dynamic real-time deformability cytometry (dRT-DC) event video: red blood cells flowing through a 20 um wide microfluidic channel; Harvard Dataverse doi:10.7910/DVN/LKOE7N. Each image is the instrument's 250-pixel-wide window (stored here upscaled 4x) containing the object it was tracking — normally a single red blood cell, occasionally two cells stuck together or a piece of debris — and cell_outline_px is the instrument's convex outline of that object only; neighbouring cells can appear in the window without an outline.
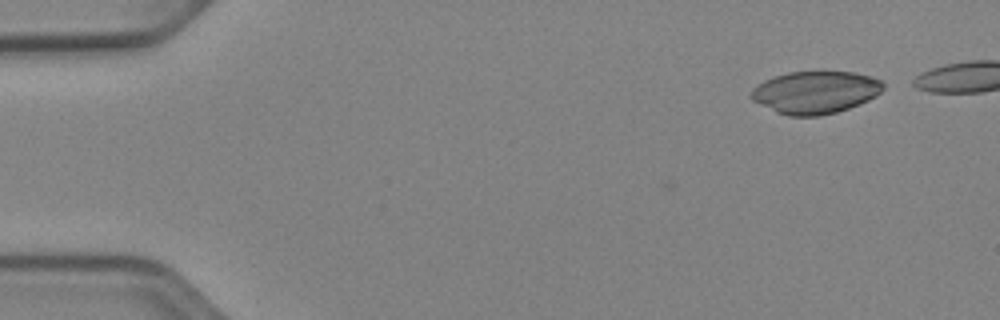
{"species": "Egyptian fruit bat (a non-hibernating species)", "species_latin": "Rousettus aegyptiacus", "temperature_condition": "cold", "stored_images_in_passage": 43, "camera_frame_rate_fps": 3000, "um_per_image_px": 0.085, "animal": {"sex": "female"}, "frame": {"image": 1, "passage_image": 1, "time_ms": 0.0, "image_size_px": [1000, 320], "cell_outline_px": [[884, 88], [876, 96], [860, 104], [836, 112], [820, 116], [788, 116], [776, 112], [752, 100], [748, 96], [752, 88], [756, 84], [764, 80], [788, 72], [820, 68], [852, 72], [872, 76], [884, 80]], "centroid_in_image_um": [69.31, 7.8], "position_along_channel_um": 15.7, "area_um2": 33.81}}
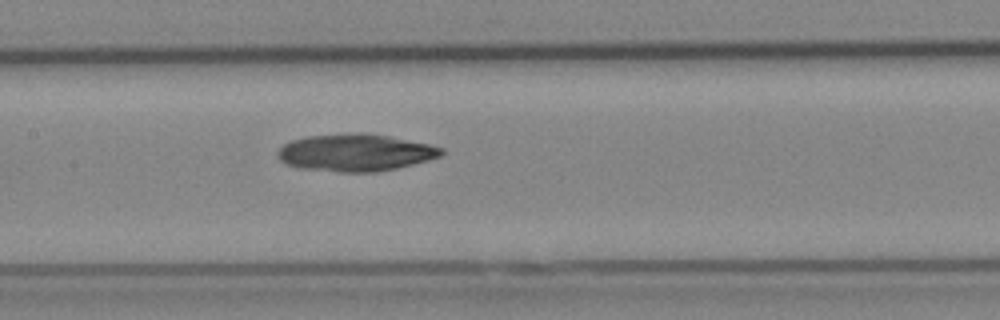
{"frame": {"image": 2, "passage_image": 22, "time_ms": 7.0, "image_size_px": [1000, 320], "cell_outline_px": [[444, 152], [440, 156], [428, 160], [396, 168], [376, 172], [340, 172], [300, 168], [288, 164], [280, 160], [276, 156], [276, 152], [284, 144], [292, 140], [308, 136], [348, 132], [360, 132], [388, 136], [428, 144], [444, 148]], "centroid_in_image_um": [30.19, 12.96], "position_along_channel_um": 177.2, "area_um2": 35.49}}
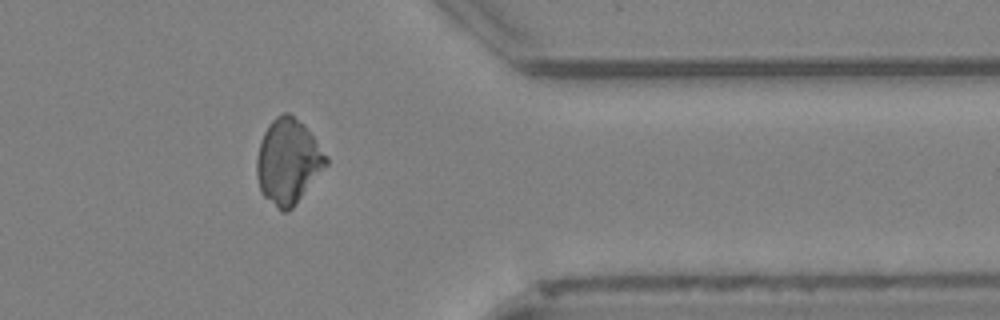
{"frame": {"image": 3, "passage_image": 39, "time_ms": 12.667, "image_size_px": [1000, 320], "cell_outline_px": [[328, 164], [292, 208], [288, 212], [280, 212], [264, 196], [260, 188], [256, 176], [256, 156], [260, 140], [268, 124], [276, 116], [284, 112], [288, 112], [304, 124], [328, 156]], "centroid_in_image_um": [24.47, 13.72], "position_along_channel_um": 386.9, "area_um2": 34.51}}